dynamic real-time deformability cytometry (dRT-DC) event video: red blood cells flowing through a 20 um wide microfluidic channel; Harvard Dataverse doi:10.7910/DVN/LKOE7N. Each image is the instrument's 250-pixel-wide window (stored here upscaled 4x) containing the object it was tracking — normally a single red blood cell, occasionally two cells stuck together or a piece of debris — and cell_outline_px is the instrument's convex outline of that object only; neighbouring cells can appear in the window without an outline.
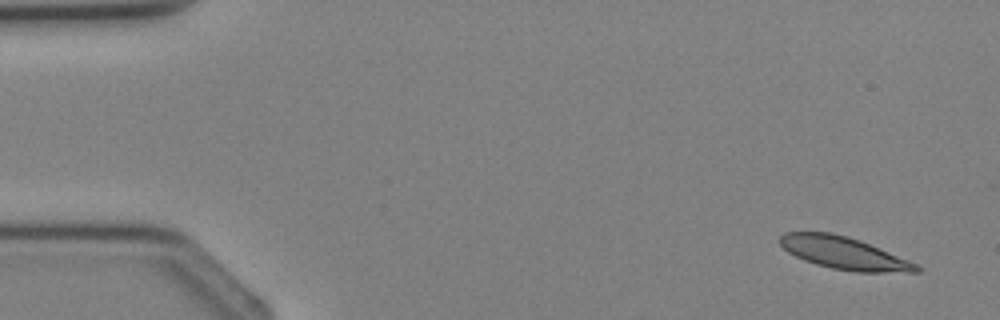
{"species": "Egyptian fruit bat (a non-hibernating species)", "species_latin": "Rousettus aegyptiacus", "temperature_condition": "cold", "stored_images_in_passage": 4, "camera_frame_rate_fps": 3000, "um_per_image_px": 0.085, "animal": {"sex": "female"}, "frame": {"image": 1, "passage_image": 1, "time_ms": 0.0, "image_size_px": [1000, 320], "cell_outline_px": [[920, 272], [856, 272], [832, 268], [816, 264], [804, 260], [788, 252], [780, 244], [780, 236], [784, 232], [832, 232], [848, 236], [860, 240], [920, 264]], "centroid_in_image_um": [71.77, 21.51], "position_along_channel_um": 13.2, "area_um2": 25.84}}
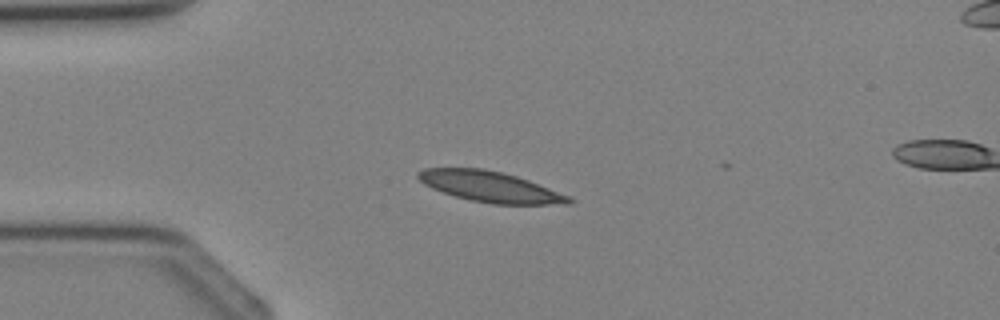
{"frame": {"image": 2, "passage_image": 3, "time_ms": 2.333, "image_size_px": [1000, 320], "cell_outline_px": [[576, 200], [572, 204], [492, 204], [472, 200], [456, 196], [432, 188], [424, 184], [416, 176], [416, 172], [424, 168], [484, 168], [504, 172], [528, 180], [568, 196]], "centroid_in_image_um": [41.66, 15.86], "position_along_channel_um": 43.3, "area_um2": 26.76}}